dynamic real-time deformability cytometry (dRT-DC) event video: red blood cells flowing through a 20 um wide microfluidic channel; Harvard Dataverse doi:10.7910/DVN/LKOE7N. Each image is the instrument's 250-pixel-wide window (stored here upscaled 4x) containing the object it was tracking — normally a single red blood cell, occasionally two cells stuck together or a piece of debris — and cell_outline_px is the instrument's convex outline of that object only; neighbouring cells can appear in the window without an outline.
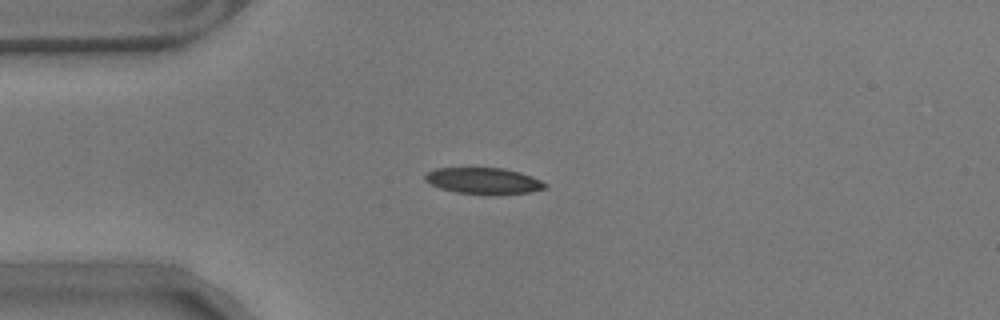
{"species": "common noctule bat (a hibernating species)", "species_latin": "Nyctalus noctula", "temperature_condition": "warm", "stored_images_in_passage": 44, "camera_frame_rate_fps": 3000, "um_per_image_px": 0.085, "animal": {"sex": "male", "body_mass_g": 17.9}, "frame": {"image": 1, "passage_image": 1, "time_ms": 0.0, "image_size_px": [1000, 320], "cell_outline_px": [[548, 188], [532, 192], [496, 196], [456, 192], [440, 188], [424, 180], [424, 176], [428, 172], [436, 168], [504, 168], [520, 172], [532, 176], [548, 184]], "centroid_in_image_um": [41.17, 15.39], "position_along_channel_um": 43.8, "area_um2": 18.79}}
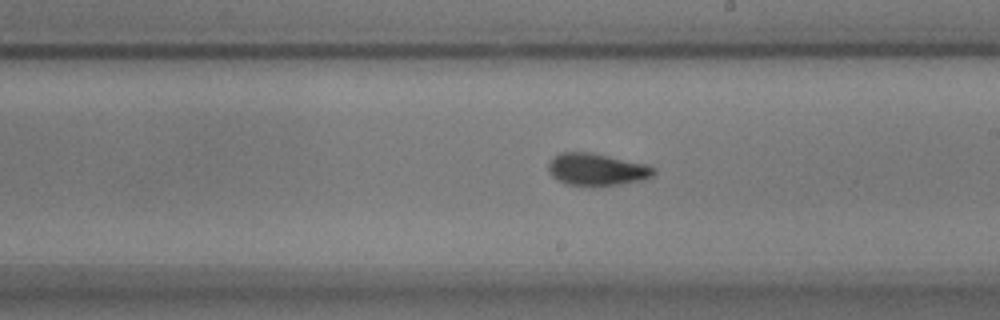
{"frame": {"image": 2, "passage_image": 19, "time_ms": 6.0, "image_size_px": [1000, 320], "cell_outline_px": [[656, 172], [652, 176], [644, 180], [620, 184], [564, 184], [556, 180], [548, 172], [548, 164], [560, 152], [588, 152], [648, 164], [656, 168]], "centroid_in_image_um": [50.75, 14.39], "position_along_channel_um": 238.3, "area_um2": 19.48}}
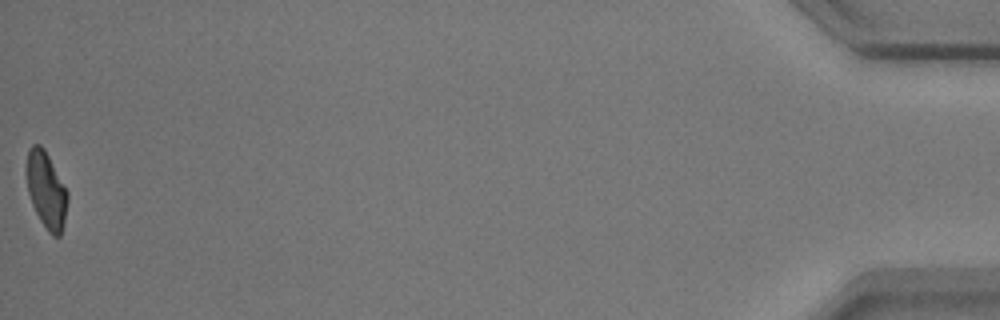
{"frame": {"image": 3, "passage_image": 44, "time_ms": 14.333, "image_size_px": [1000, 320], "cell_outline_px": [[68, 200], [64, 220], [60, 236], [52, 236], [48, 232], [40, 220], [32, 204], [28, 192], [24, 172], [24, 168], [28, 148], [32, 144], [40, 144], [44, 148], [68, 192]], "centroid_in_image_um": [3.89, 16.11], "position_along_channel_um": 431.3, "area_um2": 18.55}, "authors_computed_cell_mechanics": {"area_um2": 19.2185, "velocity_mm_per_s": 3.5242, "shape_relaxation_time_tau1_ms": 6.2856, "shape_relaxation_time_tau2_ms": 2.0539, "deformation_change_tau1": 0.1661, "deformation_change_tau2": 0.0839}}